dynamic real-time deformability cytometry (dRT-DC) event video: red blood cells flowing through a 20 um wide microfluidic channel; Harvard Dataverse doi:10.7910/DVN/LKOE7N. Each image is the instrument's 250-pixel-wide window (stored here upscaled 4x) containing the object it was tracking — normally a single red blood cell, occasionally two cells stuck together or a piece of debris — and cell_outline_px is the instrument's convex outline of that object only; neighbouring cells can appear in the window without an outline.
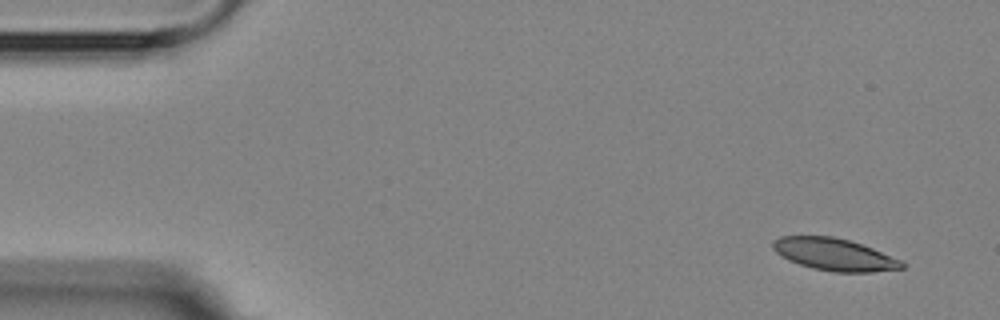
{"species": "Egyptian fruit bat (a non-hibernating species)", "species_latin": "Rousettus aegyptiacus", "temperature_condition": "room temperature", "stored_images_in_passage": 8, "camera_frame_rate_fps": 3000, "um_per_image_px": 0.085, "animal": {"sex": "female"}, "frame": {"image": 1, "passage_image": 1, "time_ms": 0.0, "image_size_px": [1000, 320], "cell_outline_px": [[904, 268], [872, 272], [832, 272], [812, 268], [788, 260], [776, 252], [772, 248], [772, 240], [780, 236], [832, 236], [848, 240], [872, 248], [900, 260], [904, 264]], "centroid_in_image_um": [70.87, 21.63], "position_along_channel_um": 14.1, "area_um2": 24.04}}
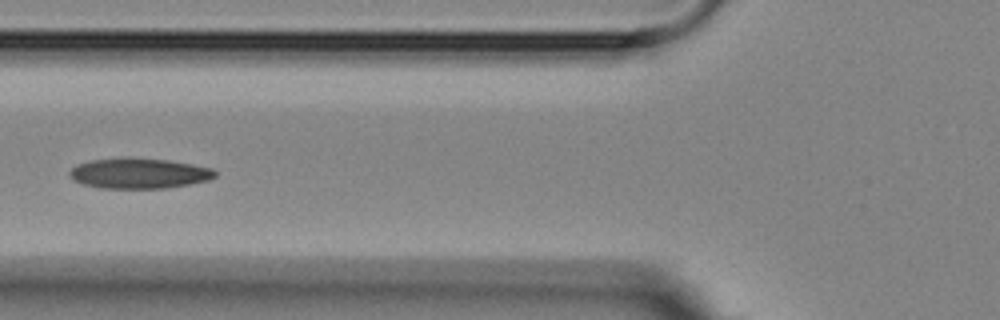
{"frame": {"image": 2, "passage_image": 6, "time_ms": 5.667, "image_size_px": [1000, 320], "cell_outline_px": [[216, 176], [208, 180], [168, 188], [100, 188], [84, 184], [72, 180], [68, 172], [76, 164], [92, 160], [120, 156], [132, 156], [168, 160], [192, 164], [212, 168], [216, 172]], "centroid_in_image_um": [11.78, 14.71], "position_along_channel_um": 114.0, "area_um2": 26.18}}
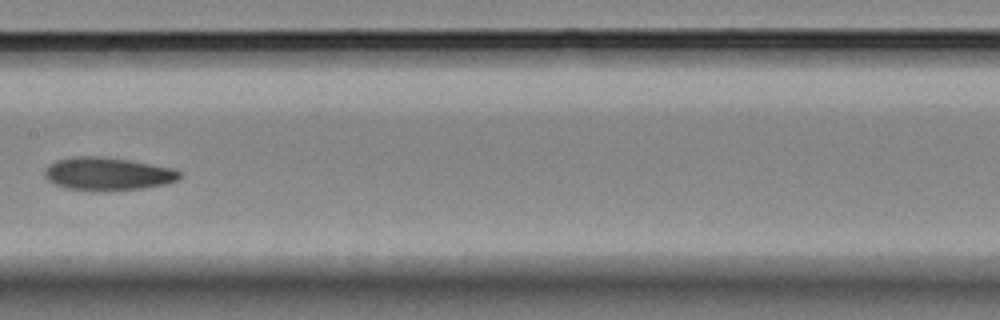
{"frame": {"image": 3, "passage_image": 8, "time_ms": 8.0, "image_size_px": [1000, 320], "cell_outline_px": [[180, 176], [176, 180], [164, 184], [144, 188], [64, 188], [48, 180], [44, 176], [44, 172], [48, 164], [56, 160], [72, 156], [100, 156], [128, 160], [172, 168], [180, 172]], "centroid_in_image_um": [9.11, 14.72], "position_along_channel_um": 198.3, "area_um2": 24.91}}